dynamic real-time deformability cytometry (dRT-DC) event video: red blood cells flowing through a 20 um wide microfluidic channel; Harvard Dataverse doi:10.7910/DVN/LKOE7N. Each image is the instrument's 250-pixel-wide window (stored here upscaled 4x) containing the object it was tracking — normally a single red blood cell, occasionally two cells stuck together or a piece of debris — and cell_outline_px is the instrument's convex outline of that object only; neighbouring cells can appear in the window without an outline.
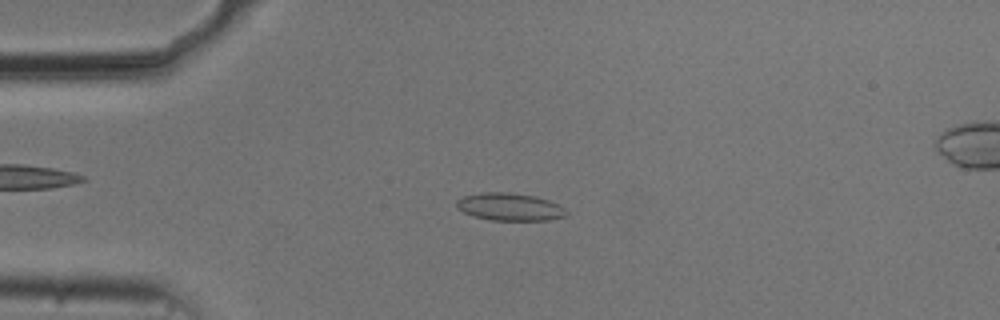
{"species": "common noctule bat (a hibernating species)", "species_latin": "Nyctalus noctula", "temperature_condition": "cold", "stored_images_in_passage": 47, "camera_frame_rate_fps": 3000, "um_per_image_px": 0.085, "animal": {"sex": "male", "body_mass_g": 20.5, "forearm_length_mm": 52.5}, "frame": {"image": 1, "passage_image": 6, "time_ms": 1.667, "image_size_px": [1000, 320], "cell_outline_px": [[568, 212], [564, 216], [548, 220], [492, 220], [472, 216], [456, 208], [456, 200], [464, 196], [480, 192], [508, 192], [536, 196], [560, 204]], "centroid_in_image_um": [43.31, 17.57], "position_along_channel_um": 41.7, "area_um2": 17.74}}
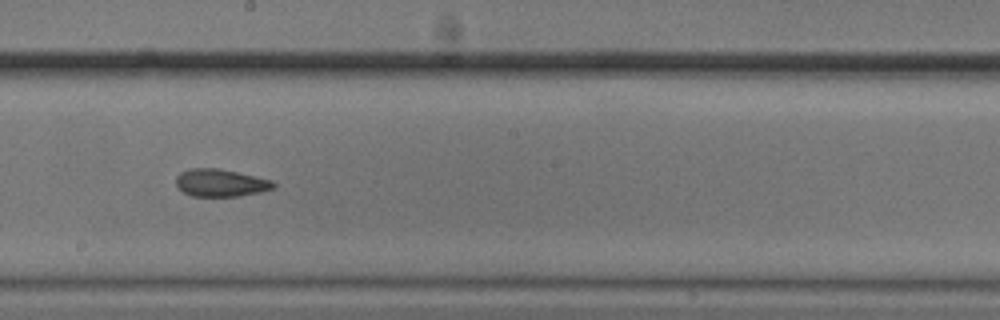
{"frame": {"image": 2, "passage_image": 23, "time_ms": 7.333, "image_size_px": [1000, 320], "cell_outline_px": [[276, 188], [260, 192], [240, 196], [192, 196], [184, 192], [176, 184], [176, 176], [180, 172], [192, 168], [216, 168], [236, 172], [272, 180], [276, 184]], "centroid_in_image_um": [18.77, 15.54], "position_along_channel_um": 229.4, "area_um2": 15.55}}
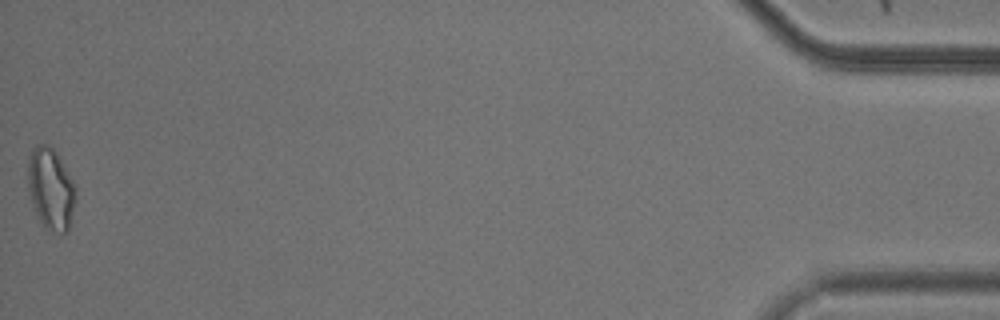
{"frame": {"image": 3, "passage_image": 47, "time_ms": 15.333, "image_size_px": [1000, 320], "cell_outline_px": [[76, 200], [68, 232], [60, 232], [44, 224], [40, 220], [36, 212], [28, 188], [28, 156], [32, 148], [36, 144], [48, 144], [56, 152], [72, 180], [76, 188]], "centroid_in_image_um": [4.32, 15.98], "position_along_channel_um": 430.9, "area_um2": 22.31}, "authors_computed_cell_mechanics": {"area_um2": 16.7042, "velocity_mm_per_s": 3.7231, "shape_relaxation_time_tau1_ms": null, "shape_relaxation_time_tau2_ms": 2.8187, "deformation_change_tau1": null, "deformation_change_tau2": 0.0726}}